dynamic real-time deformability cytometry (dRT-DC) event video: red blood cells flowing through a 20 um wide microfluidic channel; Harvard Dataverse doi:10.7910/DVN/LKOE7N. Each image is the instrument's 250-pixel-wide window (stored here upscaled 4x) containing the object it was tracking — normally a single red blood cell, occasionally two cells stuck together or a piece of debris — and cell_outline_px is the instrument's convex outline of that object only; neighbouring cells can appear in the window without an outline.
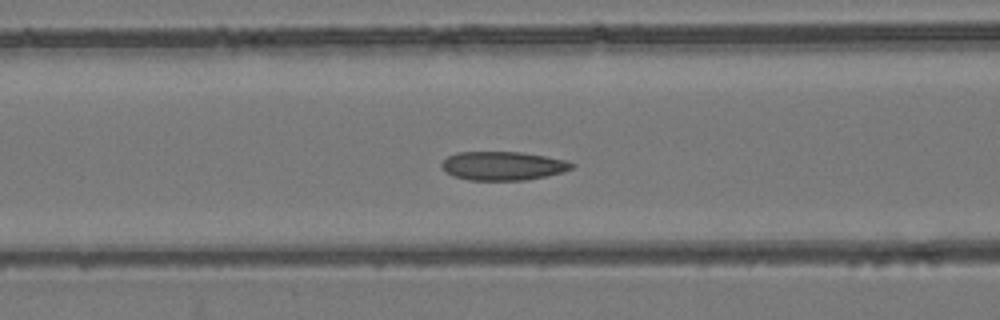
{"species": "common noctule bat (a hibernating species)", "species_latin": "Nyctalus noctula", "temperature_condition": "room temperature", "stored_images_in_passage": 40, "camera_frame_rate_fps": 3000, "um_per_image_px": 0.085, "animal": {"sex": "female", "body_mass_g": 24.6, "forearm_length_mm": 56.2}, "frame": {"image": 1, "passage_image": 9, "time_ms": 2.667, "image_size_px": [1000, 320], "cell_outline_px": [[576, 164], [572, 168], [564, 172], [548, 176], [524, 180], [468, 180], [452, 176], [444, 172], [440, 164], [448, 156], [456, 152], [520, 152], [568, 160]], "centroid_in_image_um": [42.75, 14.1], "position_along_channel_um": 123.9, "area_um2": 22.02}}
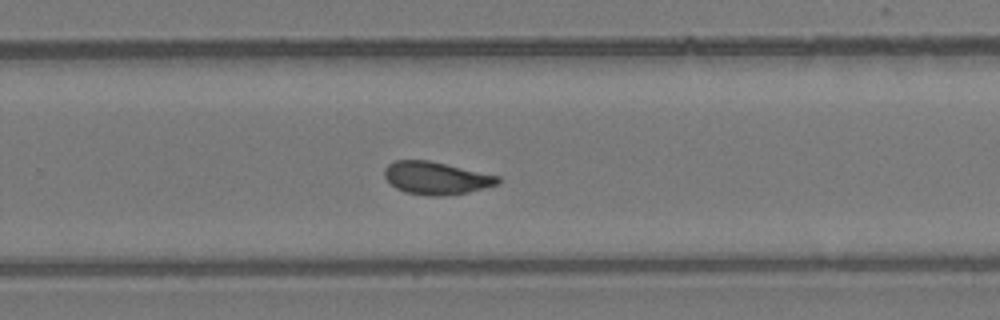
{"frame": {"image": 2, "passage_image": 22, "time_ms": 7.0, "image_size_px": [1000, 320], "cell_outline_px": [[500, 180], [496, 184], [484, 188], [468, 192], [444, 196], [428, 196], [404, 192], [396, 188], [384, 176], [384, 168], [388, 164], [396, 160], [428, 160], [500, 176]], "centroid_in_image_um": [37.05, 15.14], "position_along_channel_um": 292.8, "area_um2": 21.5}}
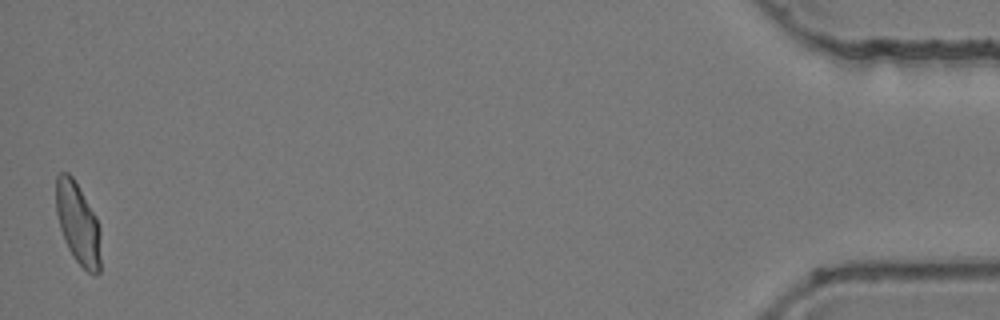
{"frame": {"image": 3, "passage_image": 40, "time_ms": 13.0, "image_size_px": [1000, 320], "cell_outline_px": [[100, 272], [96, 276], [88, 272], [72, 256], [68, 248], [60, 228], [56, 212], [56, 176], [60, 172], [68, 172], [72, 176], [96, 216], [100, 228]], "centroid_in_image_um": [6.63, 19.0], "position_along_channel_um": 428.6, "area_um2": 21.27}, "authors_computed_cell_mechanics": {"area_um2": 21.7617, "velocity_mm_per_s": 3.9089, "shape_relaxation_time_tau1_ms": 5.7063, "shape_relaxation_time_tau2_ms": 1.7478, "deformation_change_tau1": 0.1351, "deformation_change_tau2": 0.068}}